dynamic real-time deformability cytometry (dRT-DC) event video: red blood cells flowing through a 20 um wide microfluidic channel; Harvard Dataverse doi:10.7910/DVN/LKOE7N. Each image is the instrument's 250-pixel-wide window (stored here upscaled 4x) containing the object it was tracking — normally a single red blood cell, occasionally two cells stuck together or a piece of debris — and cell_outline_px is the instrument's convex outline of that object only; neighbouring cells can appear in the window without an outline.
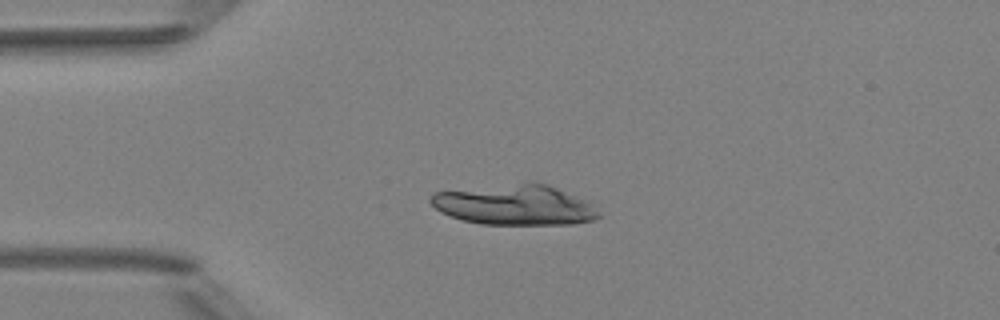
{"species": "Egyptian fruit bat (a non-hibernating species)", "species_latin": "Rousettus aegyptiacus", "temperature_condition": "room temperature", "stored_images_in_passage": 6, "camera_frame_rate_fps": 3000, "um_per_image_px": 0.085, "animal": {"sex": "female"}, "frame": {"image": 1, "passage_image": 3, "time_ms": 3.333, "image_size_px": [1000, 320], "cell_outline_px": [[600, 216], [592, 220], [572, 224], [480, 224], [464, 220], [440, 212], [428, 200], [432, 192], [532, 180], [548, 184], [588, 200], [600, 212]], "centroid_in_image_um": [43.76, 17.38], "position_along_channel_um": 41.2, "area_um2": 40.11}}